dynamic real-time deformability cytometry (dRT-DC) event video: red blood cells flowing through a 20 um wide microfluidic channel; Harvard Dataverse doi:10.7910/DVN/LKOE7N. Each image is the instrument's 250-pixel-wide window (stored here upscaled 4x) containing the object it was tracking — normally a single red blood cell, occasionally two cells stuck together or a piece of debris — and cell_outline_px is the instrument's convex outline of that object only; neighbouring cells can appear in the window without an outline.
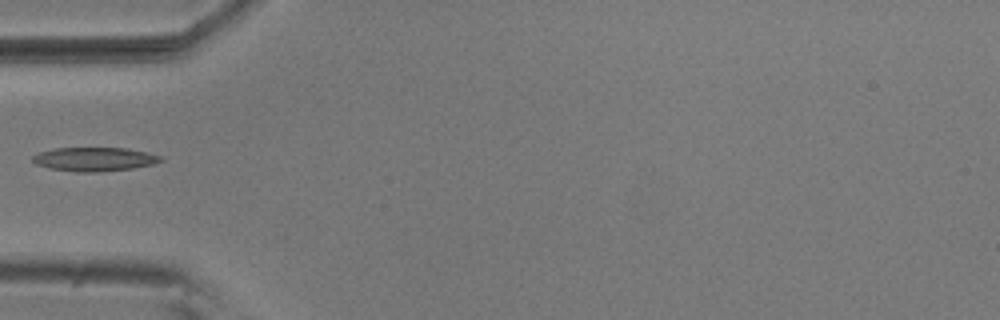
{"species": "common noctule bat (a hibernating species)", "species_latin": "Nyctalus noctula", "temperature_condition": "room temperature", "stored_images_in_passage": 5, "camera_frame_rate_fps": 3000, "um_per_image_px": 0.085, "animal": {"sex": "male", "body_mass_g": 20.5, "forearm_length_mm": 52.5}, "frame": {"image": 1, "passage_image": 4, "time_ms": 1.0, "image_size_px": [1000, 320], "cell_outline_px": [[164, 160], [152, 164], [132, 168], [96, 172], [80, 172], [52, 168], [36, 164], [32, 160], [32, 156], [40, 152], [56, 148], [124, 148], [144, 152], [160, 156]], "centroid_in_image_um": [8.01, 13.53], "position_along_channel_um": 77.0, "area_um2": 17.4}}
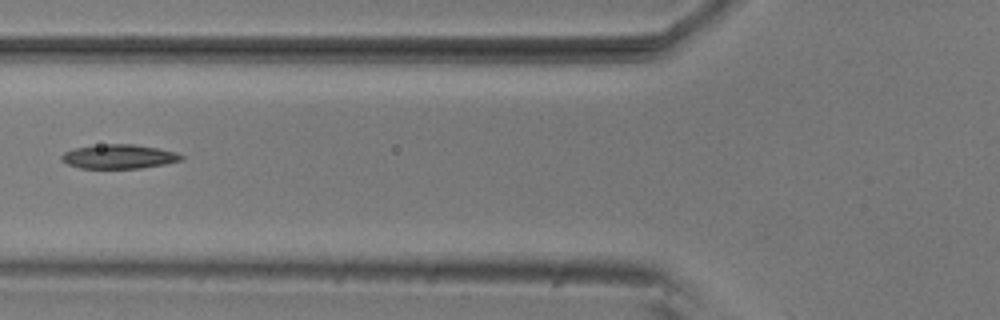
{"frame": {"image": 2, "passage_image": 5, "time_ms": 1.333, "image_size_px": [1000, 320], "cell_outline_px": [[184, 160], [164, 164], [140, 168], [80, 168], [68, 164], [60, 160], [60, 156], [64, 152], [72, 148], [108, 144], [132, 144], [156, 148], [176, 152], [184, 156]], "centroid_in_image_um": [10.09, 13.31], "position_along_channel_um": 115.7, "area_um2": 16.82}}